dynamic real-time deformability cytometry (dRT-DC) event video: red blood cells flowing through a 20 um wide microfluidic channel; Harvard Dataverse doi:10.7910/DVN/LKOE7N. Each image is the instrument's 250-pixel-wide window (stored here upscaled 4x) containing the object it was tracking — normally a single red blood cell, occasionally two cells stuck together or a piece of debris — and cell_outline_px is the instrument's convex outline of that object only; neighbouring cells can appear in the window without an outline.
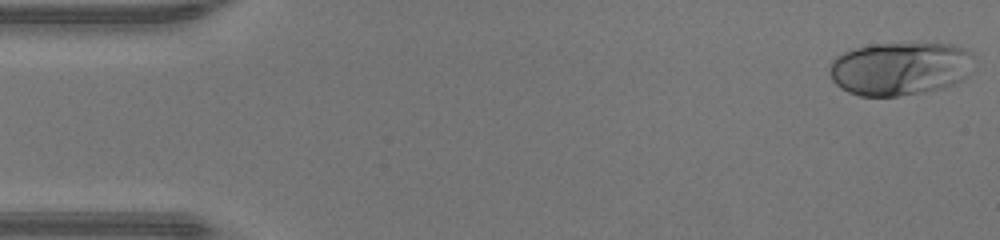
{"species": "human", "species_latin": "Homo sapiens", "temperature_condition": "warm", "stored_images_in_passage": 46, "camera_frame_rate_fps": 3000, "um_per_image_px": 0.085, "donor": {"sex": "male"}, "frame": {"image": 1, "passage_image": 1, "time_ms": 0.0, "image_size_px": [1000, 240], "cell_outline_px": [[972, 56], [968, 76], [964, 80], [940, 88], [924, 92], [896, 96], [860, 96], [848, 92], [840, 88], [832, 80], [828, 72], [828, 68], [832, 60], [836, 56], [844, 52], [856, 48], [872, 44], [952, 44], [964, 48], [972, 52]], "centroid_in_image_um": [76.46, 5.83], "position_along_channel_um": 8.5, "area_um2": 44.91}}
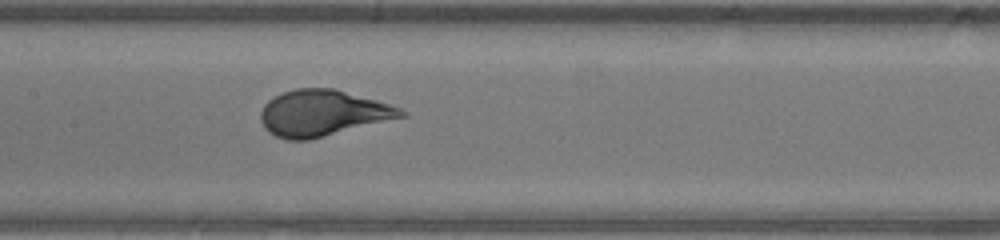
{"frame": {"image": 2, "passage_image": 22, "time_ms": 7.0, "image_size_px": [1000, 240], "cell_outline_px": [[408, 116], [308, 140], [288, 140], [276, 136], [268, 132], [264, 128], [260, 120], [260, 112], [264, 104], [268, 100], [284, 92], [296, 88], [332, 88], [376, 100], [400, 108], [408, 112]], "centroid_in_image_um": [27.42, 9.62], "position_along_channel_um": 180.0, "area_um2": 37.63}}
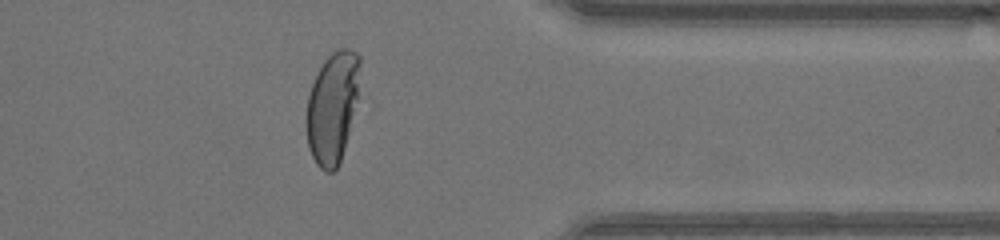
{"frame": {"image": 3, "passage_image": 37, "time_ms": 12.0, "image_size_px": [1000, 240], "cell_outline_px": [[360, 108], [340, 160], [336, 168], [332, 172], [324, 172], [316, 164], [308, 148], [304, 124], [308, 96], [312, 84], [324, 60], [332, 52], [340, 48], [348, 48], [356, 52], [360, 56]], "centroid_in_image_um": [28.3, 9.14], "position_along_channel_um": 383.1, "area_um2": 36.24}, "authors_computed_cell_mechanics": {"area_um2": 37.6856, "velocity_mm_per_s": 4.3588, "shape_relaxation_time_tau1_ms": 3.3892, "shape_relaxation_time_tau2_ms": null, "deformation_change_tau1": 0.233, "deformation_change_tau2": null}}